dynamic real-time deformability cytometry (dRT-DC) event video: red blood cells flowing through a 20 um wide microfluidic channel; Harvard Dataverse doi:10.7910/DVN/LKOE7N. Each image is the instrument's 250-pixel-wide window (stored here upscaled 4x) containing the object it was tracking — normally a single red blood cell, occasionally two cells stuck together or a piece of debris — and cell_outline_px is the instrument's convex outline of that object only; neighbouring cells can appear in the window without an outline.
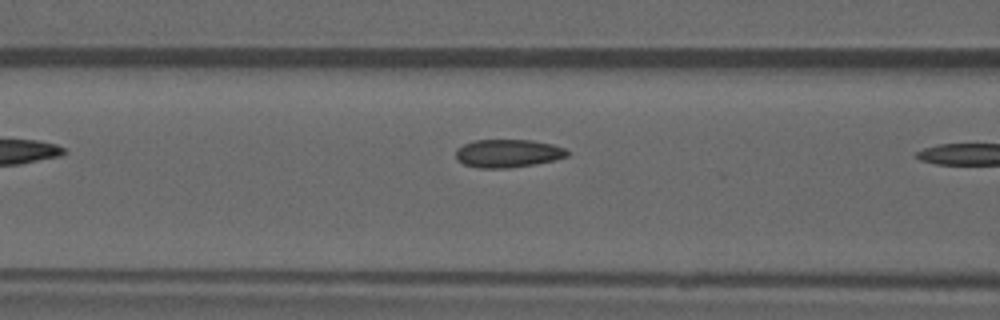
{"species": "common noctule bat (a hibernating species)", "species_latin": "Nyctalus noctula", "temperature_condition": "warm", "stored_images_in_passage": 4, "camera_frame_rate_fps": 3000, "um_per_image_px": 0.085, "animal": {"sex": "male", "forearm_length_mm": 52.5}, "frame": {"image": 1, "passage_image": 3, "time_ms": 3.333, "image_size_px": [1000, 320], "cell_outline_px": [[568, 156], [552, 160], [532, 164], [508, 168], [480, 168], [464, 164], [456, 160], [456, 148], [472, 140], [532, 140], [552, 144], [564, 148], [568, 152]], "centroid_in_image_um": [43.12, 13.03], "position_along_channel_um": 123.5, "area_um2": 18.15}}